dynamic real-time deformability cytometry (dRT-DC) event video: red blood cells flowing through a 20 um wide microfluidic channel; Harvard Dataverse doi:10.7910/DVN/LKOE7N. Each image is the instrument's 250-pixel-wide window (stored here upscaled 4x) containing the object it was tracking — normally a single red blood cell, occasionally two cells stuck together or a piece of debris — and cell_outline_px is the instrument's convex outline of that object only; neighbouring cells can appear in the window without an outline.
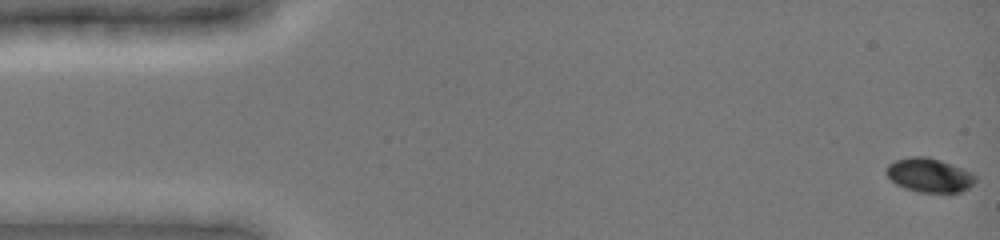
{"species": "common noctule bat (a hibernating species)", "species_latin": "Nyctalus noctula", "temperature_condition": "cold", "stored_images_in_passage": 11, "camera_frame_rate_fps": 3000, "um_per_image_px": 0.085, "animal": {"sex": "female", "body_mass_g": 19.0, "forearm_length_mm": 51.5}, "frame": {"image": 1, "passage_image": 1, "time_ms": 0.0, "image_size_px": [1000, 240], "cell_outline_px": [[976, 180], [968, 188], [960, 192], [920, 192], [904, 188], [896, 184], [884, 172], [888, 164], [896, 160], [912, 156], [928, 156], [952, 164], [976, 176]], "centroid_in_image_um": [78.95, 14.88], "position_along_channel_um": 6.0, "area_um2": 17.51}}